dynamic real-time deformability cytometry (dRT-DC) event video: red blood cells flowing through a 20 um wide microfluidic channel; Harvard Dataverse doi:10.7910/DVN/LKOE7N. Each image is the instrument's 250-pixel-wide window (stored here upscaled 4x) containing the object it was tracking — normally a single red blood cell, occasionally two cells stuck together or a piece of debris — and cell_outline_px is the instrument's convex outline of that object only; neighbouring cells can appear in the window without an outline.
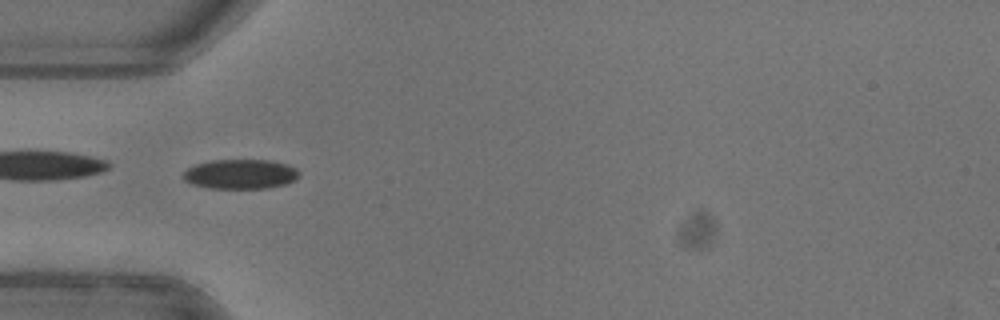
{"species": "common noctule bat (a hibernating species)", "species_latin": "Nyctalus noctula", "temperature_condition": "warm", "stored_images_in_passage": 51, "camera_frame_rate_fps": 3000, "um_per_image_px": 0.085, "animal": {"sex": "female"}, "frame": {"image": 1, "passage_image": 15, "time_ms": 4.667, "image_size_px": [1000, 320], "cell_outline_px": [[300, 176], [296, 180], [288, 184], [268, 188], [208, 188], [192, 184], [184, 180], [184, 172], [188, 168], [196, 164], [212, 160], [268, 160], [288, 164], [296, 168], [300, 172]], "centroid_in_image_um": [20.49, 14.8], "position_along_channel_um": 64.5, "area_um2": 20.17}, "authors_computed_cell_mechanics": {"area_um2": 19.8832, "velocity_mm_per_s": 3.979, "shape_relaxation_time_tau1_ms": 3.8149, "shape_relaxation_time_tau2_ms": 8.0154, "deformation_change_tau1": 0.11, "deformation_change_tau2": 0.097}}